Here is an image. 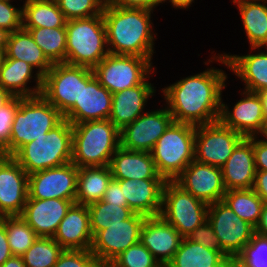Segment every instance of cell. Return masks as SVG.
Here are the masks:
<instances>
[{
    "mask_svg": "<svg viewBox=\"0 0 267 267\" xmlns=\"http://www.w3.org/2000/svg\"><path fill=\"white\" fill-rule=\"evenodd\" d=\"M209 51L207 59L202 61L204 67L207 66L203 71L191 72L173 83L158 87L161 100L174 122L199 126L219 121L222 93L230 81L228 79L232 78L225 71H229L226 57L211 48ZM217 64L221 67H216Z\"/></svg>",
    "mask_w": 267,
    "mask_h": 267,
    "instance_id": "1",
    "label": "cell"
},
{
    "mask_svg": "<svg viewBox=\"0 0 267 267\" xmlns=\"http://www.w3.org/2000/svg\"><path fill=\"white\" fill-rule=\"evenodd\" d=\"M154 12L158 13L144 8H123L105 4L102 16L109 53L144 57L155 64V41L159 33L157 25L154 26Z\"/></svg>",
    "mask_w": 267,
    "mask_h": 267,
    "instance_id": "2",
    "label": "cell"
},
{
    "mask_svg": "<svg viewBox=\"0 0 267 267\" xmlns=\"http://www.w3.org/2000/svg\"><path fill=\"white\" fill-rule=\"evenodd\" d=\"M72 163L79 167L108 166L120 147V130L109 120L72 124Z\"/></svg>",
    "mask_w": 267,
    "mask_h": 267,
    "instance_id": "3",
    "label": "cell"
},
{
    "mask_svg": "<svg viewBox=\"0 0 267 267\" xmlns=\"http://www.w3.org/2000/svg\"><path fill=\"white\" fill-rule=\"evenodd\" d=\"M64 119L63 114L41 94L20 97L19 107L11 128L9 145L3 155L13 156L23 145L45 137V133Z\"/></svg>",
    "mask_w": 267,
    "mask_h": 267,
    "instance_id": "4",
    "label": "cell"
},
{
    "mask_svg": "<svg viewBox=\"0 0 267 267\" xmlns=\"http://www.w3.org/2000/svg\"><path fill=\"white\" fill-rule=\"evenodd\" d=\"M73 127L63 119L44 138L23 145L12 157L29 175L72 161Z\"/></svg>",
    "mask_w": 267,
    "mask_h": 267,
    "instance_id": "5",
    "label": "cell"
},
{
    "mask_svg": "<svg viewBox=\"0 0 267 267\" xmlns=\"http://www.w3.org/2000/svg\"><path fill=\"white\" fill-rule=\"evenodd\" d=\"M66 63L93 69L108 54L102 14L66 22Z\"/></svg>",
    "mask_w": 267,
    "mask_h": 267,
    "instance_id": "6",
    "label": "cell"
},
{
    "mask_svg": "<svg viewBox=\"0 0 267 267\" xmlns=\"http://www.w3.org/2000/svg\"><path fill=\"white\" fill-rule=\"evenodd\" d=\"M196 126L172 122L151 151L158 173L175 180L194 160Z\"/></svg>",
    "mask_w": 267,
    "mask_h": 267,
    "instance_id": "7",
    "label": "cell"
},
{
    "mask_svg": "<svg viewBox=\"0 0 267 267\" xmlns=\"http://www.w3.org/2000/svg\"><path fill=\"white\" fill-rule=\"evenodd\" d=\"M157 68L148 58L109 53L92 70L112 94L141 85Z\"/></svg>",
    "mask_w": 267,
    "mask_h": 267,
    "instance_id": "8",
    "label": "cell"
},
{
    "mask_svg": "<svg viewBox=\"0 0 267 267\" xmlns=\"http://www.w3.org/2000/svg\"><path fill=\"white\" fill-rule=\"evenodd\" d=\"M208 206L174 181L165 182L160 216L183 238L207 221Z\"/></svg>",
    "mask_w": 267,
    "mask_h": 267,
    "instance_id": "9",
    "label": "cell"
},
{
    "mask_svg": "<svg viewBox=\"0 0 267 267\" xmlns=\"http://www.w3.org/2000/svg\"><path fill=\"white\" fill-rule=\"evenodd\" d=\"M91 70L65 62L54 63L43 76L41 95L64 115L79 101L81 80Z\"/></svg>",
    "mask_w": 267,
    "mask_h": 267,
    "instance_id": "10",
    "label": "cell"
},
{
    "mask_svg": "<svg viewBox=\"0 0 267 267\" xmlns=\"http://www.w3.org/2000/svg\"><path fill=\"white\" fill-rule=\"evenodd\" d=\"M231 82L226 84L221 98V112L219 121L226 127L240 133L245 138L259 136L264 126L263 106L257 92H251L242 88L237 89L239 100L229 102L228 93L225 92ZM238 92V94H237ZM227 93V95L225 94ZM225 94V95H224ZM225 96V97H224ZM228 102H226V100Z\"/></svg>",
    "mask_w": 267,
    "mask_h": 267,
    "instance_id": "11",
    "label": "cell"
},
{
    "mask_svg": "<svg viewBox=\"0 0 267 267\" xmlns=\"http://www.w3.org/2000/svg\"><path fill=\"white\" fill-rule=\"evenodd\" d=\"M157 100L160 106L155 102L152 106L153 109L149 108L120 130L121 147L127 150L151 153L157 140L173 122L166 105L160 99L157 98Z\"/></svg>",
    "mask_w": 267,
    "mask_h": 267,
    "instance_id": "12",
    "label": "cell"
},
{
    "mask_svg": "<svg viewBox=\"0 0 267 267\" xmlns=\"http://www.w3.org/2000/svg\"><path fill=\"white\" fill-rule=\"evenodd\" d=\"M207 220L225 255L237 257L251 241L255 228L241 219L223 200L208 206Z\"/></svg>",
    "mask_w": 267,
    "mask_h": 267,
    "instance_id": "13",
    "label": "cell"
},
{
    "mask_svg": "<svg viewBox=\"0 0 267 267\" xmlns=\"http://www.w3.org/2000/svg\"><path fill=\"white\" fill-rule=\"evenodd\" d=\"M244 138L220 121L196 126L194 160L221 168Z\"/></svg>",
    "mask_w": 267,
    "mask_h": 267,
    "instance_id": "14",
    "label": "cell"
},
{
    "mask_svg": "<svg viewBox=\"0 0 267 267\" xmlns=\"http://www.w3.org/2000/svg\"><path fill=\"white\" fill-rule=\"evenodd\" d=\"M146 217L133 213L120 224L110 225L93 236L90 251L108 266L128 247L140 242V232Z\"/></svg>",
    "mask_w": 267,
    "mask_h": 267,
    "instance_id": "15",
    "label": "cell"
},
{
    "mask_svg": "<svg viewBox=\"0 0 267 267\" xmlns=\"http://www.w3.org/2000/svg\"><path fill=\"white\" fill-rule=\"evenodd\" d=\"M78 167L66 163L29 174L28 198L63 199L75 203Z\"/></svg>",
    "mask_w": 267,
    "mask_h": 267,
    "instance_id": "16",
    "label": "cell"
},
{
    "mask_svg": "<svg viewBox=\"0 0 267 267\" xmlns=\"http://www.w3.org/2000/svg\"><path fill=\"white\" fill-rule=\"evenodd\" d=\"M157 71L158 70L156 69L141 85L112 94L109 120L119 130L127 124L132 123L149 108H152V105L150 104L157 101L156 99L155 101H152L157 92V95L160 94L159 89H157L156 86L158 84L152 82L154 76L158 73Z\"/></svg>",
    "mask_w": 267,
    "mask_h": 267,
    "instance_id": "17",
    "label": "cell"
},
{
    "mask_svg": "<svg viewBox=\"0 0 267 267\" xmlns=\"http://www.w3.org/2000/svg\"><path fill=\"white\" fill-rule=\"evenodd\" d=\"M112 93L102 86L91 70L81 80L79 101L63 115L71 124L109 119Z\"/></svg>",
    "mask_w": 267,
    "mask_h": 267,
    "instance_id": "18",
    "label": "cell"
},
{
    "mask_svg": "<svg viewBox=\"0 0 267 267\" xmlns=\"http://www.w3.org/2000/svg\"><path fill=\"white\" fill-rule=\"evenodd\" d=\"M173 181L207 205L222 201L226 193L222 169L196 160Z\"/></svg>",
    "mask_w": 267,
    "mask_h": 267,
    "instance_id": "19",
    "label": "cell"
},
{
    "mask_svg": "<svg viewBox=\"0 0 267 267\" xmlns=\"http://www.w3.org/2000/svg\"><path fill=\"white\" fill-rule=\"evenodd\" d=\"M218 52L226 57L231 77L235 76L232 83L239 80L236 84L239 83L242 89L251 92L267 89V47H249L245 54Z\"/></svg>",
    "mask_w": 267,
    "mask_h": 267,
    "instance_id": "20",
    "label": "cell"
},
{
    "mask_svg": "<svg viewBox=\"0 0 267 267\" xmlns=\"http://www.w3.org/2000/svg\"><path fill=\"white\" fill-rule=\"evenodd\" d=\"M28 174L12 156L0 158V213L20 216L28 198Z\"/></svg>",
    "mask_w": 267,
    "mask_h": 267,
    "instance_id": "21",
    "label": "cell"
},
{
    "mask_svg": "<svg viewBox=\"0 0 267 267\" xmlns=\"http://www.w3.org/2000/svg\"><path fill=\"white\" fill-rule=\"evenodd\" d=\"M73 204L72 200L27 198L20 216L38 237L53 238L60 222Z\"/></svg>",
    "mask_w": 267,
    "mask_h": 267,
    "instance_id": "22",
    "label": "cell"
},
{
    "mask_svg": "<svg viewBox=\"0 0 267 267\" xmlns=\"http://www.w3.org/2000/svg\"><path fill=\"white\" fill-rule=\"evenodd\" d=\"M183 237L160 215L146 217L140 242L151 252L162 267H166L180 247Z\"/></svg>",
    "mask_w": 267,
    "mask_h": 267,
    "instance_id": "23",
    "label": "cell"
},
{
    "mask_svg": "<svg viewBox=\"0 0 267 267\" xmlns=\"http://www.w3.org/2000/svg\"><path fill=\"white\" fill-rule=\"evenodd\" d=\"M127 200V207L145 217L159 216L165 179H115Z\"/></svg>",
    "mask_w": 267,
    "mask_h": 267,
    "instance_id": "24",
    "label": "cell"
},
{
    "mask_svg": "<svg viewBox=\"0 0 267 267\" xmlns=\"http://www.w3.org/2000/svg\"><path fill=\"white\" fill-rule=\"evenodd\" d=\"M53 239L64 250H90L93 234L88 207L74 203L60 222Z\"/></svg>",
    "mask_w": 267,
    "mask_h": 267,
    "instance_id": "25",
    "label": "cell"
},
{
    "mask_svg": "<svg viewBox=\"0 0 267 267\" xmlns=\"http://www.w3.org/2000/svg\"><path fill=\"white\" fill-rule=\"evenodd\" d=\"M221 169L226 190L252 189L256 175L253 143L244 138Z\"/></svg>",
    "mask_w": 267,
    "mask_h": 267,
    "instance_id": "26",
    "label": "cell"
},
{
    "mask_svg": "<svg viewBox=\"0 0 267 267\" xmlns=\"http://www.w3.org/2000/svg\"><path fill=\"white\" fill-rule=\"evenodd\" d=\"M43 77L27 62L5 58L0 68V85L13 97L41 94Z\"/></svg>",
    "mask_w": 267,
    "mask_h": 267,
    "instance_id": "27",
    "label": "cell"
},
{
    "mask_svg": "<svg viewBox=\"0 0 267 267\" xmlns=\"http://www.w3.org/2000/svg\"><path fill=\"white\" fill-rule=\"evenodd\" d=\"M109 167L113 179H164L157 171L152 154L119 147Z\"/></svg>",
    "mask_w": 267,
    "mask_h": 267,
    "instance_id": "28",
    "label": "cell"
},
{
    "mask_svg": "<svg viewBox=\"0 0 267 267\" xmlns=\"http://www.w3.org/2000/svg\"><path fill=\"white\" fill-rule=\"evenodd\" d=\"M5 53V58L18 59L27 62L42 77L53 66V63L35 43L30 32L23 28L10 33Z\"/></svg>",
    "mask_w": 267,
    "mask_h": 267,
    "instance_id": "29",
    "label": "cell"
},
{
    "mask_svg": "<svg viewBox=\"0 0 267 267\" xmlns=\"http://www.w3.org/2000/svg\"><path fill=\"white\" fill-rule=\"evenodd\" d=\"M238 10L249 47H267V3H231ZM243 26V27H242Z\"/></svg>",
    "mask_w": 267,
    "mask_h": 267,
    "instance_id": "30",
    "label": "cell"
},
{
    "mask_svg": "<svg viewBox=\"0 0 267 267\" xmlns=\"http://www.w3.org/2000/svg\"><path fill=\"white\" fill-rule=\"evenodd\" d=\"M111 179L109 165L79 167L75 203L88 206L102 200Z\"/></svg>",
    "mask_w": 267,
    "mask_h": 267,
    "instance_id": "31",
    "label": "cell"
},
{
    "mask_svg": "<svg viewBox=\"0 0 267 267\" xmlns=\"http://www.w3.org/2000/svg\"><path fill=\"white\" fill-rule=\"evenodd\" d=\"M66 22L56 0L23 2L22 28H59L66 27Z\"/></svg>",
    "mask_w": 267,
    "mask_h": 267,
    "instance_id": "32",
    "label": "cell"
},
{
    "mask_svg": "<svg viewBox=\"0 0 267 267\" xmlns=\"http://www.w3.org/2000/svg\"><path fill=\"white\" fill-rule=\"evenodd\" d=\"M225 254L221 250H211L184 237L172 261L166 267H211Z\"/></svg>",
    "mask_w": 267,
    "mask_h": 267,
    "instance_id": "33",
    "label": "cell"
},
{
    "mask_svg": "<svg viewBox=\"0 0 267 267\" xmlns=\"http://www.w3.org/2000/svg\"><path fill=\"white\" fill-rule=\"evenodd\" d=\"M223 201L254 228L260 222L263 200L253 189L226 190Z\"/></svg>",
    "mask_w": 267,
    "mask_h": 267,
    "instance_id": "34",
    "label": "cell"
},
{
    "mask_svg": "<svg viewBox=\"0 0 267 267\" xmlns=\"http://www.w3.org/2000/svg\"><path fill=\"white\" fill-rule=\"evenodd\" d=\"M23 29L30 32L35 43L53 64L66 63L67 33L65 27Z\"/></svg>",
    "mask_w": 267,
    "mask_h": 267,
    "instance_id": "35",
    "label": "cell"
},
{
    "mask_svg": "<svg viewBox=\"0 0 267 267\" xmlns=\"http://www.w3.org/2000/svg\"><path fill=\"white\" fill-rule=\"evenodd\" d=\"M90 215V228L93 236L110 225L120 224L134 212L127 206H118L102 200L87 206Z\"/></svg>",
    "mask_w": 267,
    "mask_h": 267,
    "instance_id": "36",
    "label": "cell"
},
{
    "mask_svg": "<svg viewBox=\"0 0 267 267\" xmlns=\"http://www.w3.org/2000/svg\"><path fill=\"white\" fill-rule=\"evenodd\" d=\"M63 251L52 237H37L21 257L26 267H53Z\"/></svg>",
    "mask_w": 267,
    "mask_h": 267,
    "instance_id": "37",
    "label": "cell"
},
{
    "mask_svg": "<svg viewBox=\"0 0 267 267\" xmlns=\"http://www.w3.org/2000/svg\"><path fill=\"white\" fill-rule=\"evenodd\" d=\"M5 230L13 256H22L38 237L21 216H5Z\"/></svg>",
    "mask_w": 267,
    "mask_h": 267,
    "instance_id": "38",
    "label": "cell"
},
{
    "mask_svg": "<svg viewBox=\"0 0 267 267\" xmlns=\"http://www.w3.org/2000/svg\"><path fill=\"white\" fill-rule=\"evenodd\" d=\"M107 267H162L151 252L138 242L120 255H118Z\"/></svg>",
    "mask_w": 267,
    "mask_h": 267,
    "instance_id": "39",
    "label": "cell"
},
{
    "mask_svg": "<svg viewBox=\"0 0 267 267\" xmlns=\"http://www.w3.org/2000/svg\"><path fill=\"white\" fill-rule=\"evenodd\" d=\"M66 20L103 14L105 0H56Z\"/></svg>",
    "mask_w": 267,
    "mask_h": 267,
    "instance_id": "40",
    "label": "cell"
},
{
    "mask_svg": "<svg viewBox=\"0 0 267 267\" xmlns=\"http://www.w3.org/2000/svg\"><path fill=\"white\" fill-rule=\"evenodd\" d=\"M238 267H267V237L254 234L237 256Z\"/></svg>",
    "mask_w": 267,
    "mask_h": 267,
    "instance_id": "41",
    "label": "cell"
},
{
    "mask_svg": "<svg viewBox=\"0 0 267 267\" xmlns=\"http://www.w3.org/2000/svg\"><path fill=\"white\" fill-rule=\"evenodd\" d=\"M53 267H107L90 250H64Z\"/></svg>",
    "mask_w": 267,
    "mask_h": 267,
    "instance_id": "42",
    "label": "cell"
},
{
    "mask_svg": "<svg viewBox=\"0 0 267 267\" xmlns=\"http://www.w3.org/2000/svg\"><path fill=\"white\" fill-rule=\"evenodd\" d=\"M22 14L23 2L0 0V28L6 29L10 33L20 30Z\"/></svg>",
    "mask_w": 267,
    "mask_h": 267,
    "instance_id": "43",
    "label": "cell"
},
{
    "mask_svg": "<svg viewBox=\"0 0 267 267\" xmlns=\"http://www.w3.org/2000/svg\"><path fill=\"white\" fill-rule=\"evenodd\" d=\"M20 97H13L6 105L0 108V151L10 143L11 128L19 107Z\"/></svg>",
    "mask_w": 267,
    "mask_h": 267,
    "instance_id": "44",
    "label": "cell"
},
{
    "mask_svg": "<svg viewBox=\"0 0 267 267\" xmlns=\"http://www.w3.org/2000/svg\"><path fill=\"white\" fill-rule=\"evenodd\" d=\"M187 238L194 243L201 244L205 248L211 250H221L218 236L215 234L214 229L208 220L199 227L195 228L187 236Z\"/></svg>",
    "mask_w": 267,
    "mask_h": 267,
    "instance_id": "45",
    "label": "cell"
},
{
    "mask_svg": "<svg viewBox=\"0 0 267 267\" xmlns=\"http://www.w3.org/2000/svg\"><path fill=\"white\" fill-rule=\"evenodd\" d=\"M247 138L253 143L256 170L267 171V139L261 136Z\"/></svg>",
    "mask_w": 267,
    "mask_h": 267,
    "instance_id": "46",
    "label": "cell"
},
{
    "mask_svg": "<svg viewBox=\"0 0 267 267\" xmlns=\"http://www.w3.org/2000/svg\"><path fill=\"white\" fill-rule=\"evenodd\" d=\"M105 4L123 8H144L151 11L161 10V0H105ZM158 7H160L158 9Z\"/></svg>",
    "mask_w": 267,
    "mask_h": 267,
    "instance_id": "47",
    "label": "cell"
},
{
    "mask_svg": "<svg viewBox=\"0 0 267 267\" xmlns=\"http://www.w3.org/2000/svg\"><path fill=\"white\" fill-rule=\"evenodd\" d=\"M102 201L118 206H127V200L117 180L111 179L103 195Z\"/></svg>",
    "mask_w": 267,
    "mask_h": 267,
    "instance_id": "48",
    "label": "cell"
},
{
    "mask_svg": "<svg viewBox=\"0 0 267 267\" xmlns=\"http://www.w3.org/2000/svg\"><path fill=\"white\" fill-rule=\"evenodd\" d=\"M252 189L264 203H267V171L256 170L255 181Z\"/></svg>",
    "mask_w": 267,
    "mask_h": 267,
    "instance_id": "49",
    "label": "cell"
},
{
    "mask_svg": "<svg viewBox=\"0 0 267 267\" xmlns=\"http://www.w3.org/2000/svg\"><path fill=\"white\" fill-rule=\"evenodd\" d=\"M12 256L5 230V216H3L0 222V266Z\"/></svg>",
    "mask_w": 267,
    "mask_h": 267,
    "instance_id": "50",
    "label": "cell"
},
{
    "mask_svg": "<svg viewBox=\"0 0 267 267\" xmlns=\"http://www.w3.org/2000/svg\"><path fill=\"white\" fill-rule=\"evenodd\" d=\"M170 5H169V4ZM195 3H197V0H161V7L163 9L164 4L167 6H171L175 11L178 10H183V11H188L190 7L192 8Z\"/></svg>",
    "mask_w": 267,
    "mask_h": 267,
    "instance_id": "51",
    "label": "cell"
},
{
    "mask_svg": "<svg viewBox=\"0 0 267 267\" xmlns=\"http://www.w3.org/2000/svg\"><path fill=\"white\" fill-rule=\"evenodd\" d=\"M255 233L267 237V203H264L260 222L255 228Z\"/></svg>",
    "mask_w": 267,
    "mask_h": 267,
    "instance_id": "52",
    "label": "cell"
},
{
    "mask_svg": "<svg viewBox=\"0 0 267 267\" xmlns=\"http://www.w3.org/2000/svg\"><path fill=\"white\" fill-rule=\"evenodd\" d=\"M211 267H238L237 257L225 255L218 263Z\"/></svg>",
    "mask_w": 267,
    "mask_h": 267,
    "instance_id": "53",
    "label": "cell"
},
{
    "mask_svg": "<svg viewBox=\"0 0 267 267\" xmlns=\"http://www.w3.org/2000/svg\"><path fill=\"white\" fill-rule=\"evenodd\" d=\"M0 267H26L21 256L8 258Z\"/></svg>",
    "mask_w": 267,
    "mask_h": 267,
    "instance_id": "54",
    "label": "cell"
},
{
    "mask_svg": "<svg viewBox=\"0 0 267 267\" xmlns=\"http://www.w3.org/2000/svg\"><path fill=\"white\" fill-rule=\"evenodd\" d=\"M13 96L0 85V108L6 105Z\"/></svg>",
    "mask_w": 267,
    "mask_h": 267,
    "instance_id": "55",
    "label": "cell"
},
{
    "mask_svg": "<svg viewBox=\"0 0 267 267\" xmlns=\"http://www.w3.org/2000/svg\"><path fill=\"white\" fill-rule=\"evenodd\" d=\"M263 106V116L264 119H267V89L257 92Z\"/></svg>",
    "mask_w": 267,
    "mask_h": 267,
    "instance_id": "56",
    "label": "cell"
},
{
    "mask_svg": "<svg viewBox=\"0 0 267 267\" xmlns=\"http://www.w3.org/2000/svg\"><path fill=\"white\" fill-rule=\"evenodd\" d=\"M9 35H10L9 31L0 28V48H4L6 50Z\"/></svg>",
    "mask_w": 267,
    "mask_h": 267,
    "instance_id": "57",
    "label": "cell"
},
{
    "mask_svg": "<svg viewBox=\"0 0 267 267\" xmlns=\"http://www.w3.org/2000/svg\"><path fill=\"white\" fill-rule=\"evenodd\" d=\"M231 3H251V2H266L267 0H231Z\"/></svg>",
    "mask_w": 267,
    "mask_h": 267,
    "instance_id": "58",
    "label": "cell"
},
{
    "mask_svg": "<svg viewBox=\"0 0 267 267\" xmlns=\"http://www.w3.org/2000/svg\"><path fill=\"white\" fill-rule=\"evenodd\" d=\"M259 136L267 139V119L264 122L263 129H262V131H261Z\"/></svg>",
    "mask_w": 267,
    "mask_h": 267,
    "instance_id": "59",
    "label": "cell"
},
{
    "mask_svg": "<svg viewBox=\"0 0 267 267\" xmlns=\"http://www.w3.org/2000/svg\"><path fill=\"white\" fill-rule=\"evenodd\" d=\"M5 56H6L5 49L0 48V68L4 62Z\"/></svg>",
    "mask_w": 267,
    "mask_h": 267,
    "instance_id": "60",
    "label": "cell"
},
{
    "mask_svg": "<svg viewBox=\"0 0 267 267\" xmlns=\"http://www.w3.org/2000/svg\"><path fill=\"white\" fill-rule=\"evenodd\" d=\"M8 1H12V2H24L25 0H8Z\"/></svg>",
    "mask_w": 267,
    "mask_h": 267,
    "instance_id": "61",
    "label": "cell"
},
{
    "mask_svg": "<svg viewBox=\"0 0 267 267\" xmlns=\"http://www.w3.org/2000/svg\"><path fill=\"white\" fill-rule=\"evenodd\" d=\"M2 218H3V216H2V214L0 213V222L2 221Z\"/></svg>",
    "mask_w": 267,
    "mask_h": 267,
    "instance_id": "62",
    "label": "cell"
}]
</instances>
